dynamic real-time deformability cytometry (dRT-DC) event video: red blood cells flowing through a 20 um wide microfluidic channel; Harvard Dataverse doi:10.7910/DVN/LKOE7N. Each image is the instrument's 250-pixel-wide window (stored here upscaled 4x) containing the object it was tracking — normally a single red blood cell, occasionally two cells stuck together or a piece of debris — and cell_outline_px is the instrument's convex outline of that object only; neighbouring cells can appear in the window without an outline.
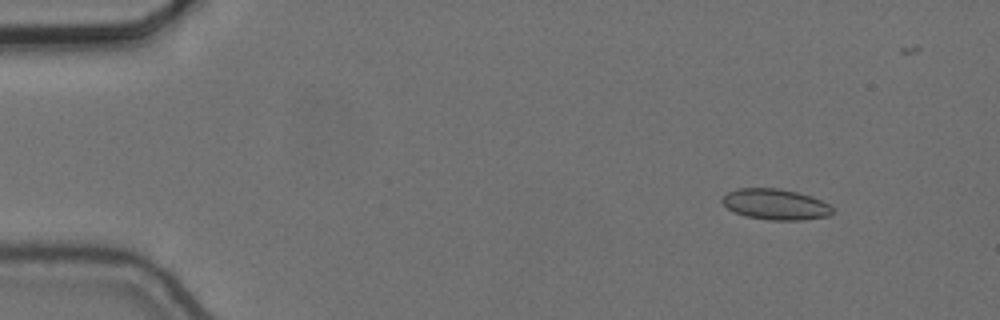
{"species": "common noctule bat (a hibernating species)", "species_latin": "Nyctalus noctula", "temperature_condition": "cold", "stored_images_in_passage": 52, "camera_frame_rate_fps": 3000, "um_per_image_px": 0.085, "animal": {"sex": "female", "body_mass_g": 24.6, "forearm_length_mm": 56.2}, "frame": {"image": 1, "passage_image": 1, "time_ms": 0.0, "image_size_px": [1000, 320], "cell_outline_px": [[832, 212], [828, 216], [804, 220], [768, 220], [744, 216], [728, 208], [720, 200], [728, 192], [740, 188], [780, 188], [812, 196], [828, 204], [832, 208]], "centroid_in_image_um": [65.91, 17.37], "position_along_channel_um": 19.1, "area_um2": 19.71}}
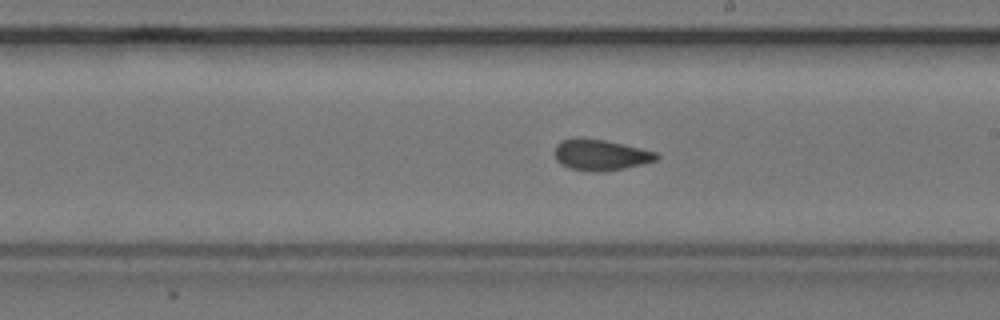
{"frame": {"image": 2, "passage_image": 27, "time_ms": 8.667, "image_size_px": [1000, 320], "cell_outline_px": [[660, 156], [656, 160], [624, 168], [604, 172], [588, 172], [568, 168], [560, 164], [556, 160], [556, 144], [560, 140], [604, 140], [624, 144], [656, 152]], "centroid_in_image_um": [51.06, 13.21], "position_along_channel_um": 237.9, "area_um2": 17.98}}
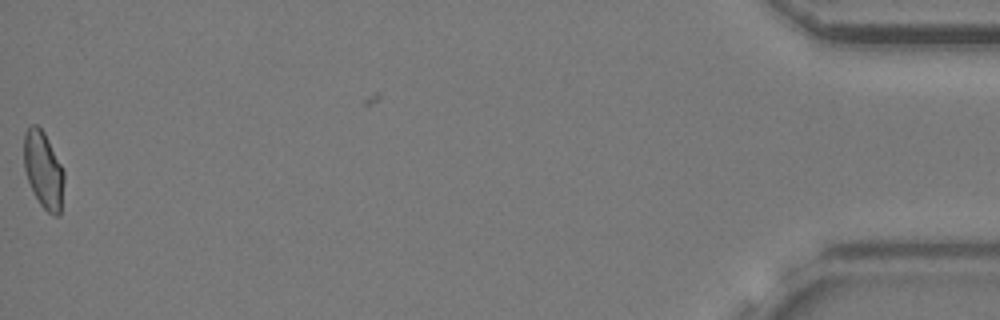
{"frame": {"image": 3, "passage_image": 51, "time_ms": 16.667, "image_size_px": [1000, 320], "cell_outline_px": [[64, 180], [60, 216], [52, 216], [40, 204], [28, 180], [24, 168], [24, 132], [32, 124], [36, 124], [44, 132], [64, 172]], "centroid_in_image_um": [3.69, 14.46], "position_along_channel_um": 431.5, "area_um2": 17.74}, "authors_computed_cell_mechanics": {"area_um2": 18.496, "velocity_mm_per_s": 3.6545, "shape_relaxation_time_tau1_ms": null, "shape_relaxation_time_tau2_ms": 2.1415, "deformation_change_tau1": null, "deformation_change_tau2": 0.0559}}